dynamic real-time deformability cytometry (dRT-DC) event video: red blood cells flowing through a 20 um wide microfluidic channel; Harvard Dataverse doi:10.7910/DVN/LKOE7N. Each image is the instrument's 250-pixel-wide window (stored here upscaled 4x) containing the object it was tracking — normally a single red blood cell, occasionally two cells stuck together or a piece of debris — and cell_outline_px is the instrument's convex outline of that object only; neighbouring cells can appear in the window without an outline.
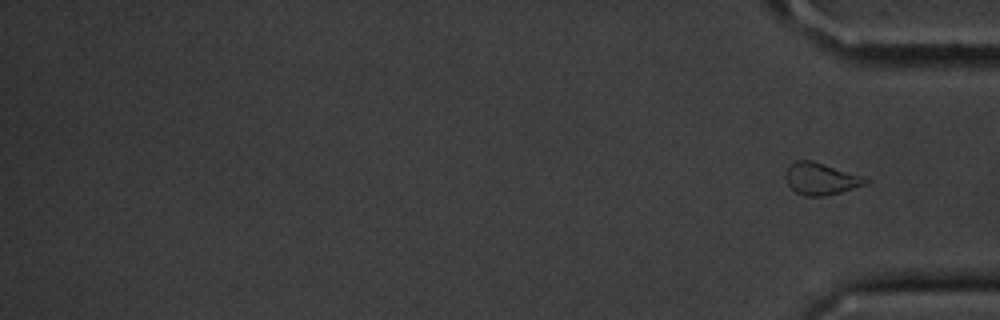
{"species": "common noctule bat (a hibernating species)", "species_latin": "Nyctalus noctula", "temperature_condition": "cold", "stored_images_in_passage": 13, "segment_of_instrument_passage": [2, 2], "camera_frame_rate_fps": 3000, "um_per_image_px": 0.085, "animal": {"sex": "male", "body_mass_g": 20.1, "forearm_length_mm": 53.5}, "frame": {"image": 1, "passage_image": 13, "time_ms": 15.0, "image_size_px": [1000, 320], "cell_outline_px": [[868, 180], [864, 184], [840, 192], [824, 196], [804, 196], [796, 192], [788, 184], [784, 176], [784, 172], [796, 160], [812, 160], [868, 176]], "centroid_in_image_um": [69.79, 15.18], "position_along_channel_um": 365.4, "area_um2": 15.03}}